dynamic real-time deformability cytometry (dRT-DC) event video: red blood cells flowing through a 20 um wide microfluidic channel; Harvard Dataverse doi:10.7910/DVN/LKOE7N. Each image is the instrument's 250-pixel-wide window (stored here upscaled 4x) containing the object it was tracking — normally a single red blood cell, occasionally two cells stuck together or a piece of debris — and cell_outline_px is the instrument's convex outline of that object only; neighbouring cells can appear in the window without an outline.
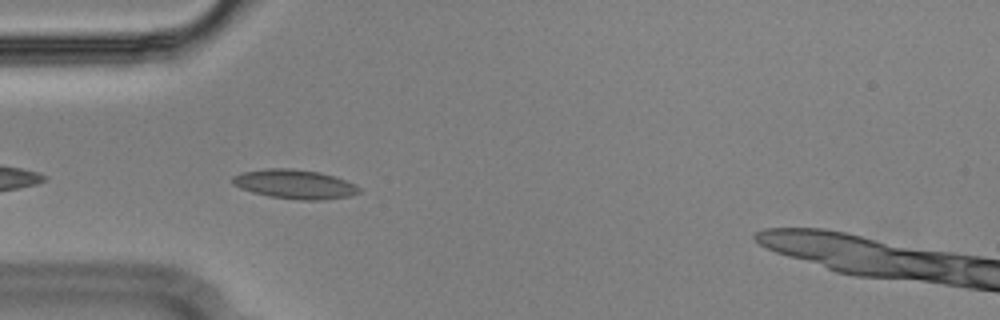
{"species": "Egyptian fruit bat (a non-hibernating species)", "species_latin": "Rousettus aegyptiacus", "temperature_condition": "cold", "stored_images_in_passage": 13, "camera_frame_rate_fps": 3000, "um_per_image_px": 0.085, "animal": {"sex": "male"}, "frame": {"image": 1, "passage_image": 3, "time_ms": 0.667, "image_size_px": [1000, 320], "cell_outline_px": [[360, 192], [352, 196], [324, 200], [300, 200], [268, 196], [252, 192], [240, 188], [232, 184], [232, 176], [240, 172], [264, 168], [292, 168], [320, 172], [336, 176], [356, 184], [360, 188]], "centroid_in_image_um": [25.06, 15.65], "position_along_channel_um": 59.9, "area_um2": 21.96}}
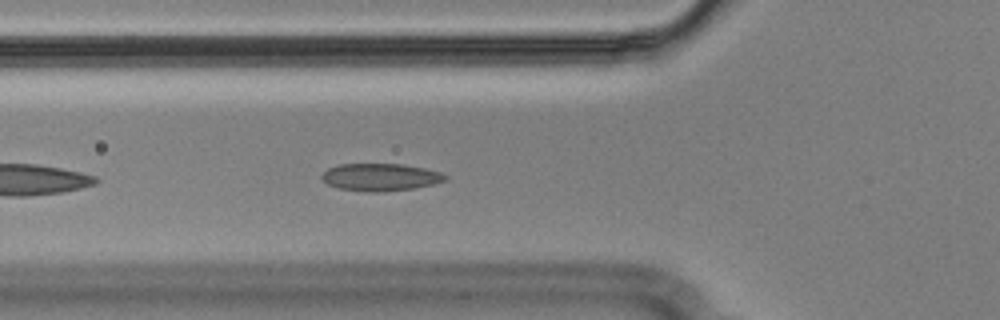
{"frame": {"image": 2, "passage_image": 6, "time_ms": 1.667, "image_size_px": [1000, 320], "cell_outline_px": [[448, 180], [432, 184], [412, 188], [380, 192], [368, 192], [340, 188], [328, 184], [320, 176], [328, 168], [340, 164], [404, 164], [424, 168], [440, 172], [448, 176]], "centroid_in_image_um": [32.35, 15.05], "position_along_channel_um": 93.4, "area_um2": 19.59}}
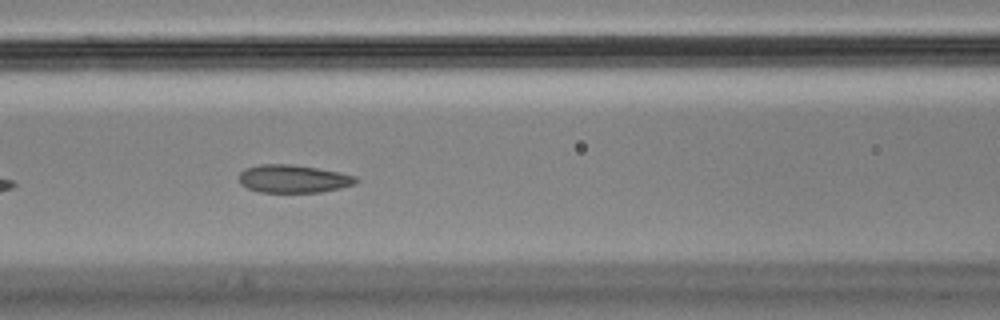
{"frame": {"image": 3, "passage_image": 10, "time_ms": 3.0, "image_size_px": [1000, 320], "cell_outline_px": [[360, 180], [356, 184], [340, 188], [320, 192], [260, 192], [248, 188], [240, 184], [240, 172], [244, 168], [260, 164], [292, 164], [340, 172], [356, 176]], "centroid_in_image_um": [24.95, 15.19], "position_along_channel_um": 141.6, "area_um2": 19.13}}